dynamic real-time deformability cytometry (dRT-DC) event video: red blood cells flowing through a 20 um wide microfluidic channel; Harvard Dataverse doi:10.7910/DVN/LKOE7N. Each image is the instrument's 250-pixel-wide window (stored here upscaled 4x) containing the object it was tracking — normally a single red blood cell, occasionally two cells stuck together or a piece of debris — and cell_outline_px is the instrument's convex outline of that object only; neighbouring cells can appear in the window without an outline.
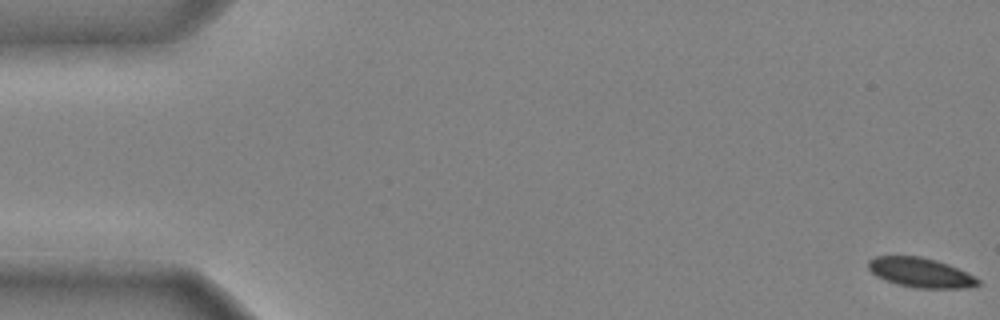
{"species": "common noctule bat (a hibernating species)", "species_latin": "Nyctalus noctula", "temperature_condition": "cold", "stored_images_in_passage": 16, "camera_frame_rate_fps": 3000, "um_per_image_px": 0.085, "animal": {"sex": "male", "body_mass_g": 20.4}, "frame": {"image": 1, "passage_image": 1, "time_ms": 0.0, "image_size_px": [1000, 320], "cell_outline_px": [[980, 284], [964, 288], [916, 288], [896, 284], [884, 280], [876, 276], [868, 268], [868, 260], [876, 256], [920, 256], [936, 260], [948, 264], [980, 280]], "centroid_in_image_um": [78.19, 23.17], "position_along_channel_um": 6.8, "area_um2": 18.79}}